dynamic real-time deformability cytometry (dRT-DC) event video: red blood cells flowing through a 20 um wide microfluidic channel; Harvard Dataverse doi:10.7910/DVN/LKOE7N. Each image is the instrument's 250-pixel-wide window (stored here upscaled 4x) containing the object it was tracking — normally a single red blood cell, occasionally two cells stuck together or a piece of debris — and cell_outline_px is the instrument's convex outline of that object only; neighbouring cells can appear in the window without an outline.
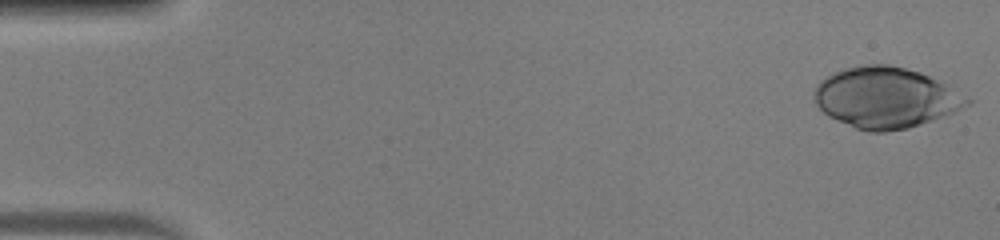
{"species": "human", "species_latin": "Homo sapiens", "temperature_condition": "warm", "stored_images_in_passage": 49, "camera_frame_rate_fps": 3000, "um_per_image_px": 0.085, "donor": {"sex": "male"}, "frame": {"image": 1, "passage_image": 1, "time_ms": 0.0, "image_size_px": [1000, 240], "cell_outline_px": [[972, 104], [932, 120], [908, 128], [884, 132], [868, 132], [856, 128], [828, 116], [816, 104], [816, 88], [820, 80], [832, 72], [844, 68], [868, 64], [888, 64], [920, 72], [968, 96], [972, 100]], "centroid_in_image_um": [75.28, 8.3], "position_along_channel_um": 9.7, "area_um2": 53.7}}
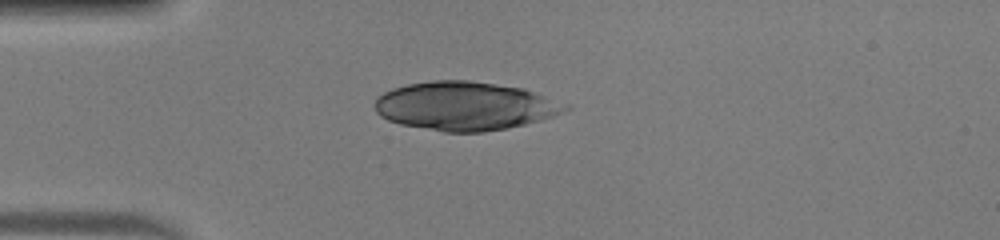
{"frame": {"image": 2, "passage_image": 13, "time_ms": 4.0, "image_size_px": [1000, 240], "cell_outline_px": [[572, 108], [552, 116], [540, 120], [508, 128], [484, 132], [444, 132], [400, 124], [388, 120], [380, 116], [376, 112], [376, 96], [392, 88], [408, 84], [432, 80], [468, 80], [524, 88], [568, 104]], "centroid_in_image_um": [39.52, 9.01], "position_along_channel_um": 45.5, "area_um2": 53.99}}
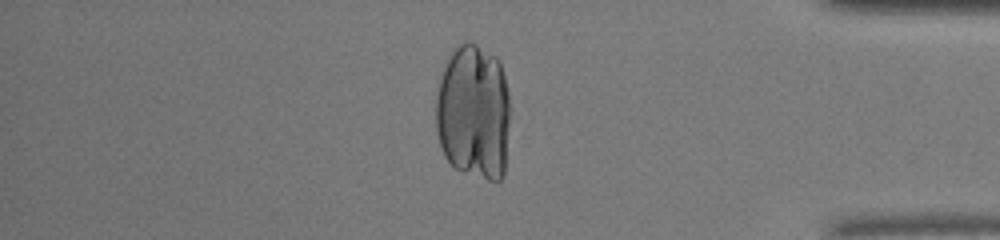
{"frame": {"image": 3, "passage_image": 42, "time_ms": 13.667, "image_size_px": [1000, 240], "cell_outline_px": [[512, 108], [504, 176], [500, 180], [488, 180], [464, 172], [456, 168], [444, 156], [436, 132], [436, 96], [440, 76], [448, 56], [452, 48], [468, 40], [476, 44], [496, 56], [500, 60]], "centroid_in_image_um": [40.28, 9.52], "position_along_channel_um": 394.9, "area_um2": 60.17}}